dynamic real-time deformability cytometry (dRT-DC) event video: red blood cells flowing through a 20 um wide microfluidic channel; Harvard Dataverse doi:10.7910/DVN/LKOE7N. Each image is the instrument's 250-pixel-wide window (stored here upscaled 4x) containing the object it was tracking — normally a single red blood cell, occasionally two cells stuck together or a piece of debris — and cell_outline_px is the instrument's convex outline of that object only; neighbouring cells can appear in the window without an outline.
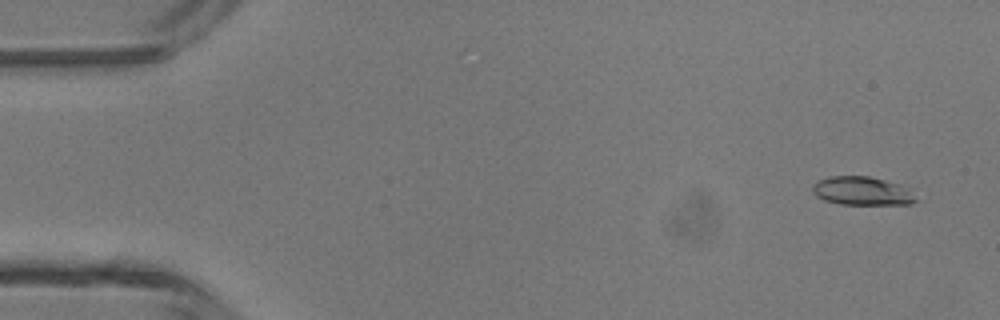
{"species": "common noctule bat (a hibernating species)", "species_latin": "Nyctalus noctula", "temperature_condition": "room temperature", "stored_images_in_passage": 47, "camera_frame_rate_fps": 3000, "um_per_image_px": 0.085, "animal": {"sex": "male", "body_mass_g": 13.3}, "frame": {"image": 1, "passage_image": 3, "time_ms": 0.667, "image_size_px": [1000, 320], "cell_outline_px": [[920, 200], [912, 204], [840, 204], [824, 200], [816, 196], [812, 192], [812, 184], [828, 176], [868, 176], [884, 180], [896, 184]], "centroid_in_image_um": [73.2, 16.24], "position_along_channel_um": 11.8, "area_um2": 16.88}}
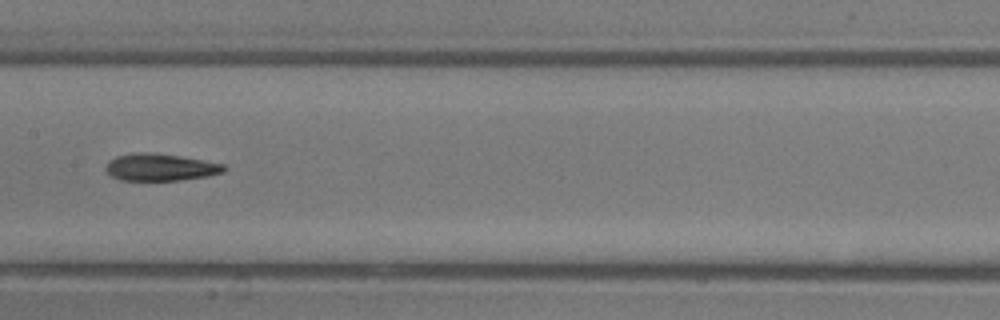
{"frame": {"image": 2, "passage_image": 24, "time_ms": 7.667, "image_size_px": [1000, 320], "cell_outline_px": [[228, 168], [224, 172], [208, 176], [180, 180], [120, 180], [112, 176], [104, 168], [108, 160], [116, 156], [136, 152], [140, 152], [180, 156], [224, 164]], "centroid_in_image_um": [13.63, 14.22], "position_along_channel_um": 193.8, "area_um2": 18.61}}
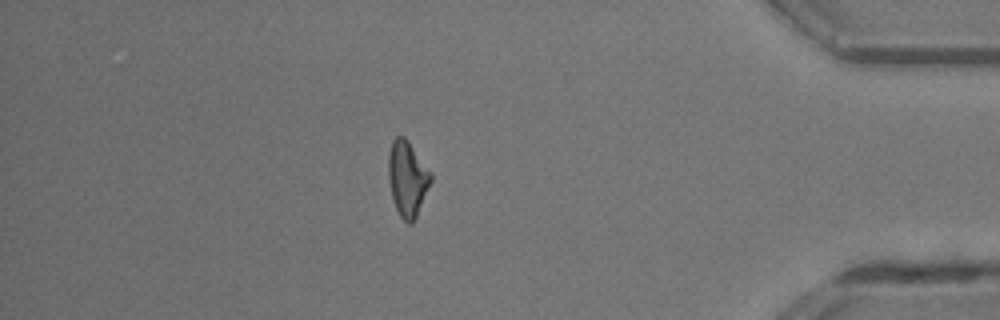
{"frame": {"image": 3, "passage_image": 41, "time_ms": 13.333, "image_size_px": [1000, 320], "cell_outline_px": [[432, 180], [416, 216], [412, 224], [408, 224], [400, 216], [396, 208], [392, 196], [388, 180], [388, 156], [392, 140], [396, 136], [404, 136], [408, 140], [432, 172]], "centroid_in_image_um": [34.63, 15.15], "position_along_channel_um": 400.6, "area_um2": 18.67}, "authors_computed_cell_mechanics": {"area_um2": 18.4382, "velocity_mm_per_s": 4.3963, "shape_relaxation_time_tau1_ms": 6.7221, "shape_relaxation_time_tau2_ms": 1.3592, "deformation_change_tau1": 0.2389, "deformation_change_tau2": 0.075}}